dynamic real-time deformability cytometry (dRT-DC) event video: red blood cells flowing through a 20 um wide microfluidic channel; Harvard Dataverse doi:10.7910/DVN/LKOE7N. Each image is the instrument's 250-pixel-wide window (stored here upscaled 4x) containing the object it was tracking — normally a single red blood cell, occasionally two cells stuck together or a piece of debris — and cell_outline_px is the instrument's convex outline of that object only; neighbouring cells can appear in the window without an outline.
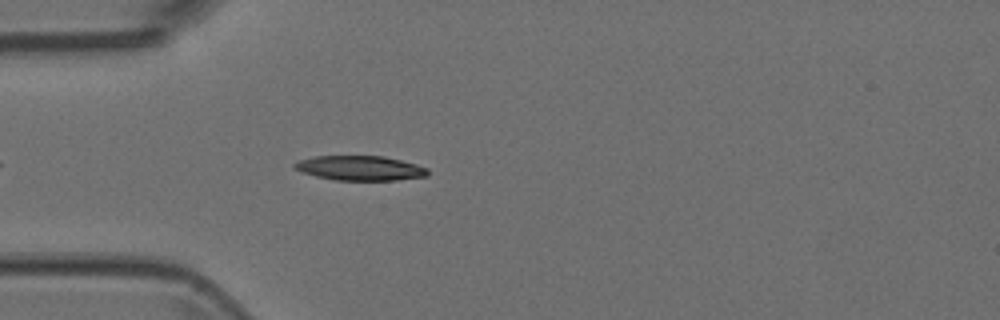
{"species": "Egyptian fruit bat (a non-hibernating species)", "species_latin": "Rousettus aegyptiacus", "temperature_condition": "room temperature", "stored_images_in_passage": 3, "camera_frame_rate_fps": 3000, "um_per_image_px": 0.085, "animal": {"sex": "female"}, "frame": {"image": 1, "passage_image": 3, "time_ms": 0.667, "image_size_px": [1000, 320], "cell_outline_px": [[428, 176], [396, 180], [336, 180], [316, 176], [292, 168], [292, 164], [300, 160], [316, 156], [384, 156], [416, 164], [428, 168]], "centroid_in_image_um": [30.62, 14.29], "position_along_channel_um": 54.4, "area_um2": 19.07}}